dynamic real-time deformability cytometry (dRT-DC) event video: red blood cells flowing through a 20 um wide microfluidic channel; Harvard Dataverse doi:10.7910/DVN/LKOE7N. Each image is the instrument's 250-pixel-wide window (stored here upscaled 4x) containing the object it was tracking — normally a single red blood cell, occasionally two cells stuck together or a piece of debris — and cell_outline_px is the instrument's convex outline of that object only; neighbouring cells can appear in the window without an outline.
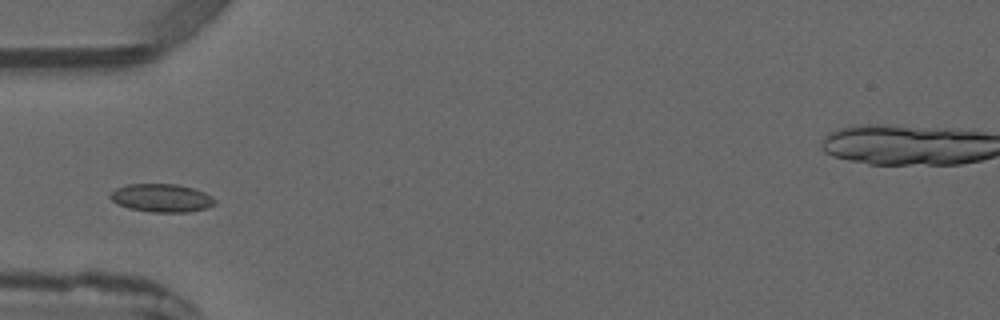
{"species": "common noctule bat (a hibernating species)", "species_latin": "Nyctalus noctula", "temperature_condition": "warm", "stored_images_in_passage": 4, "camera_frame_rate_fps": 3000, "um_per_image_px": 0.085, "animal": {"sex": "male", "forearm_length_mm": 52.5}, "frame": {"image": 1, "passage_image": 3, "time_ms": 2.333, "image_size_px": [1000, 320], "cell_outline_px": [[216, 204], [204, 208], [188, 212], [152, 212], [128, 208], [112, 200], [108, 196], [108, 192], [116, 188], [128, 184], [176, 184], [192, 188], [204, 192], [216, 200]], "centroid_in_image_um": [13.7, 16.82], "position_along_channel_um": 71.3, "area_um2": 17.11}}
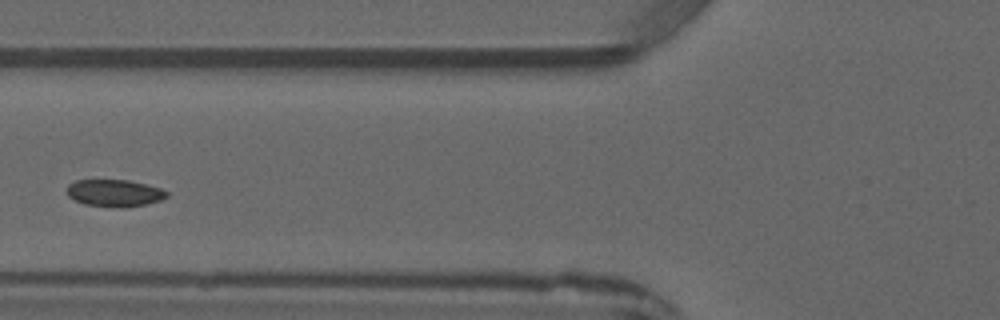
{"frame": {"image": 2, "passage_image": 4, "time_ms": 3.333, "image_size_px": [1000, 320], "cell_outline_px": [[168, 196], [160, 200], [144, 204], [124, 208], [120, 208], [84, 204], [68, 196], [64, 192], [68, 184], [76, 180], [128, 180], [160, 188], [168, 192]], "centroid_in_image_um": [9.68, 16.41], "position_along_channel_um": 116.1, "area_um2": 15.78}}